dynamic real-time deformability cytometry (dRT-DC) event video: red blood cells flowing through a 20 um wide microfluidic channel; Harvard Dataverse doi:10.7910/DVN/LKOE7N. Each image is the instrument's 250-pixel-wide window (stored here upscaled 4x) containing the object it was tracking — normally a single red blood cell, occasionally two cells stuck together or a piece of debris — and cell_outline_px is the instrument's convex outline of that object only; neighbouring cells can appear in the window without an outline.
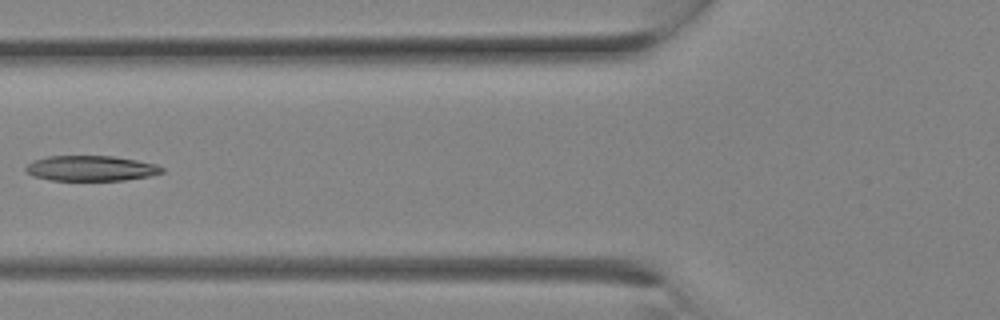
{"species": "Egyptian fruit bat (a non-hibernating species)", "species_latin": "Rousettus aegyptiacus", "temperature_condition": "room temperature", "stored_images_in_passage": 14, "camera_frame_rate_fps": 3000, "um_per_image_px": 0.085, "animal": {"sex": "female"}, "frame": {"image": 1, "passage_image": 10, "time_ms": 3.0, "image_size_px": [1000, 320], "cell_outline_px": [[164, 172], [148, 176], [124, 180], [52, 180], [32, 176], [24, 172], [24, 168], [32, 160], [48, 156], [112, 156], [136, 160], [156, 164], [164, 168]], "centroid_in_image_um": [7.68, 14.3], "position_along_channel_um": 118.1, "area_um2": 20.11}}
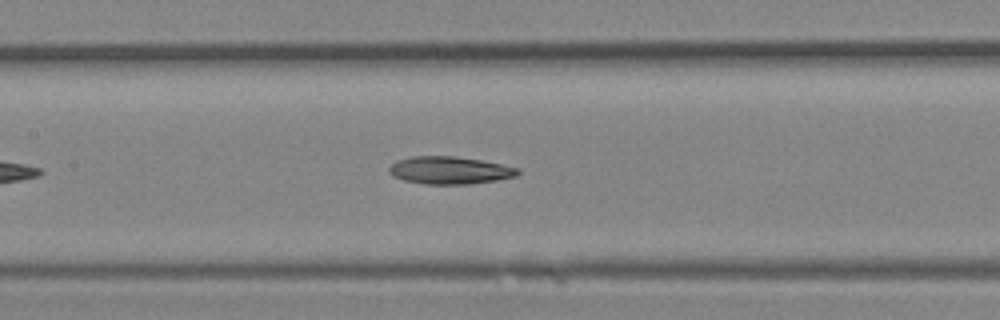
{"frame": {"image": 2, "passage_image": 12, "time_ms": 3.667, "image_size_px": [1000, 320], "cell_outline_px": [[520, 172], [516, 176], [496, 180], [468, 184], [424, 184], [404, 180], [392, 176], [388, 172], [388, 168], [396, 160], [412, 156], [452, 156], [480, 160], [520, 168]], "centroid_in_image_um": [38.19, 14.47], "position_along_channel_um": 169.2, "area_um2": 20.63}}
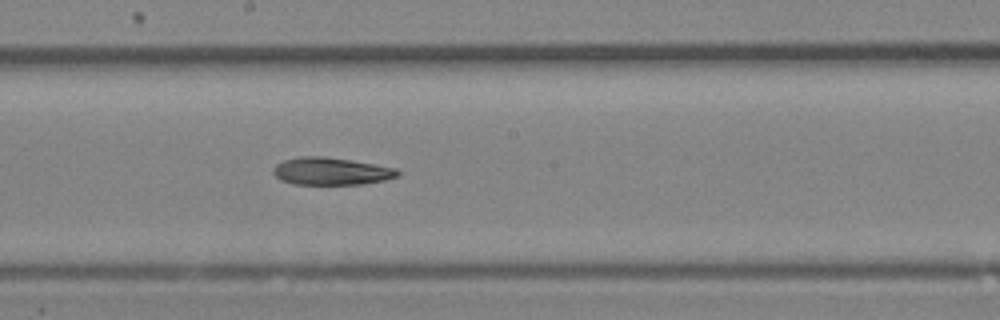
{"frame": {"image": 3, "passage_image": 14, "time_ms": 4.333, "image_size_px": [1000, 320], "cell_outline_px": [[400, 172], [396, 176], [384, 180], [360, 184], [296, 184], [280, 180], [272, 172], [272, 168], [276, 164], [284, 160], [300, 156], [324, 156], [352, 160], [396, 168]], "centroid_in_image_um": [28.11, 14.54], "position_along_channel_um": 220.1, "area_um2": 19.83}}